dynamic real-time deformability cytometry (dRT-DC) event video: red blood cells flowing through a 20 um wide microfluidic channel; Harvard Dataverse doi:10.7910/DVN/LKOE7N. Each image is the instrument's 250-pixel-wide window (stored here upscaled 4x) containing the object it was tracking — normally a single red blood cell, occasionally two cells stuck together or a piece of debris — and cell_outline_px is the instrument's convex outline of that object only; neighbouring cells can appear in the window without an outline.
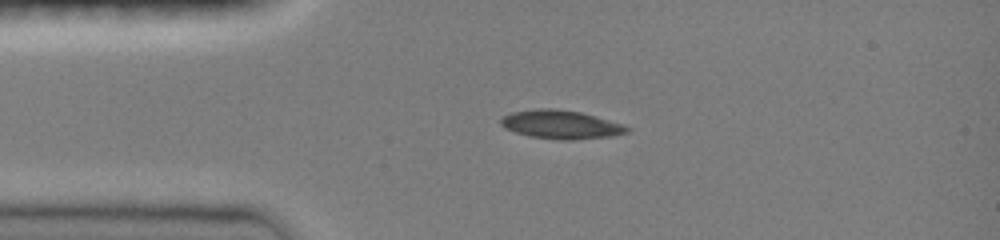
{"species": "common noctule bat (a hibernating species)", "species_latin": "Nyctalus noctula", "temperature_condition": "room temperature", "stored_images_in_passage": 38, "camera_frame_rate_fps": 3000, "um_per_image_px": 0.085, "animal": {"sex": "female", "body_mass_g": 19.0, "forearm_length_mm": 51.5}, "frame": {"image": 1, "passage_image": 1, "time_ms": 0.0, "image_size_px": [1000, 240], "cell_outline_px": [[632, 128], [628, 132], [612, 136], [572, 140], [560, 140], [528, 136], [504, 128], [500, 124], [500, 120], [504, 116], [512, 112], [536, 108], [556, 108], [580, 112], [596, 116], [624, 124]], "centroid_in_image_um": [47.7, 10.58], "position_along_channel_um": 37.3, "area_um2": 21.21}}
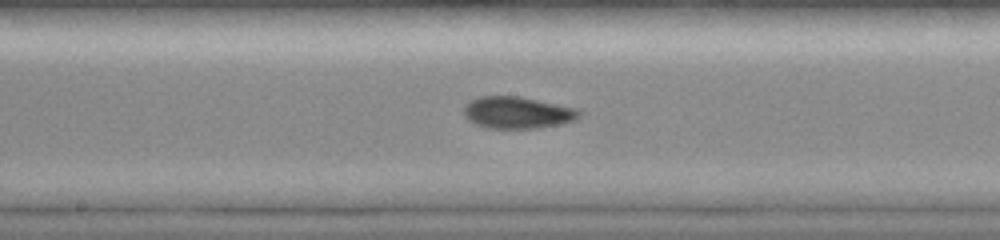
{"frame": {"image": 2, "passage_image": 15, "time_ms": 4.667, "image_size_px": [1000, 240], "cell_outline_px": [[580, 116], [576, 120], [560, 124], [536, 128], [488, 128], [476, 124], [468, 120], [464, 116], [464, 104], [468, 100], [480, 96], [520, 96], [576, 108], [580, 112]], "centroid_in_image_um": [43.94, 9.56], "position_along_channel_um": 204.3, "area_um2": 21.5}}
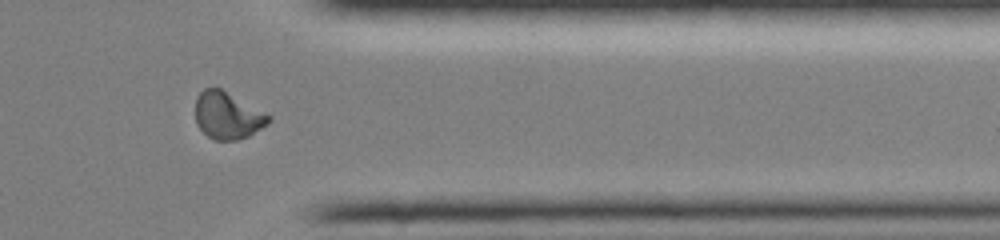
{"frame": {"image": 3, "passage_image": 29, "time_ms": 9.333, "image_size_px": [1000, 240], "cell_outline_px": [[272, 120], [268, 124], [248, 136], [236, 140], [216, 140], [208, 136], [196, 124], [196, 96], [204, 88], [220, 88], [268, 112], [272, 116]], "centroid_in_image_um": [19.39, 9.8], "position_along_channel_um": 392.0, "area_um2": 20.29}, "authors_computed_cell_mechanics": {"area_um2": 20.4034, "velocity_mm_per_s": 4.0526, "shape_relaxation_time_tau1_ms": null, "shape_relaxation_time_tau2_ms": 1.5438, "deformation_change_tau1": null, "deformation_change_tau2": 0.0544}}